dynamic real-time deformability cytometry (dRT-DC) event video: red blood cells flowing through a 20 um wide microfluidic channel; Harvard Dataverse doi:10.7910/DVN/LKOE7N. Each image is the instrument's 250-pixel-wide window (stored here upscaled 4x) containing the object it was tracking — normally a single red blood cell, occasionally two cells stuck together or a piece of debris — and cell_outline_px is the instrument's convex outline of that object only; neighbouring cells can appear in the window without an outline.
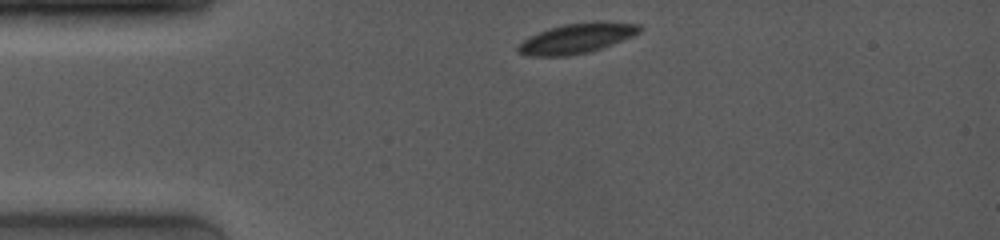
{"species": "common noctule bat (a hibernating species)", "species_latin": "Nyctalus noctula", "temperature_condition": "room temperature", "stored_images_in_passage": 2, "camera_frame_rate_fps": 4000, "um_per_image_px": 0.085, "animal": {"sex": "female", "body_mass_g": 19.0, "forearm_length_mm": 53.3}, "frame": {"image": 1, "passage_image": 1, "time_ms": 0.0, "image_size_px": [1000, 240], "cell_outline_px": [[644, 28], [640, 32], [632, 36], [612, 44], [588, 52], [568, 56], [528, 56], [516, 52], [516, 44], [528, 36], [548, 28], [564, 24], [596, 20], [640, 24]], "centroid_in_image_um": [48.98, 3.24], "position_along_channel_um": 36.0, "area_um2": 21.68}}